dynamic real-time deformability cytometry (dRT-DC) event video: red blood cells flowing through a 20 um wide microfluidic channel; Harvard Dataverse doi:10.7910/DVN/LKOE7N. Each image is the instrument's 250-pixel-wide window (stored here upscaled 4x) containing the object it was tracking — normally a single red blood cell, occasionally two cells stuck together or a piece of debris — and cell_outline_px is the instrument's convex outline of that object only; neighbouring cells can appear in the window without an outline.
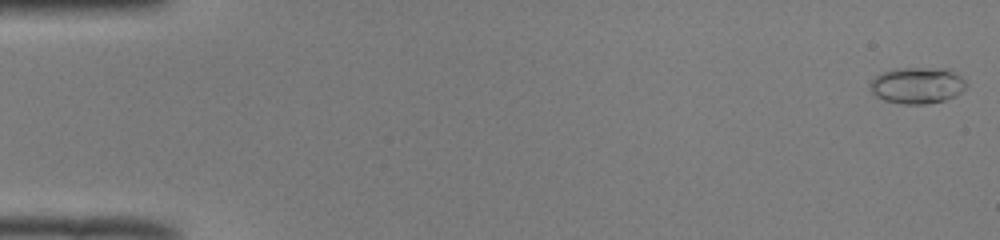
{"species": "common noctule bat (a hibernating species)", "species_latin": "Nyctalus noctula", "temperature_condition": "room temperature", "stored_images_in_passage": 10, "camera_frame_rate_fps": 3000, "um_per_image_px": 0.085, "animal": {"sex": "male", "body_mass_g": 19.0, "forearm_length_mm": 50.8}, "frame": {"image": 1, "passage_image": 1, "time_ms": 0.0, "image_size_px": [1000, 240], "cell_outline_px": [[968, 84], [956, 96], [944, 100], [928, 104], [904, 104], [884, 100], [876, 96], [872, 92], [872, 80], [880, 72], [896, 68], [920, 68], [952, 72], [960, 76]], "centroid_in_image_um": [77.94, 7.28], "position_along_channel_um": 7.1, "area_um2": 19.88}}